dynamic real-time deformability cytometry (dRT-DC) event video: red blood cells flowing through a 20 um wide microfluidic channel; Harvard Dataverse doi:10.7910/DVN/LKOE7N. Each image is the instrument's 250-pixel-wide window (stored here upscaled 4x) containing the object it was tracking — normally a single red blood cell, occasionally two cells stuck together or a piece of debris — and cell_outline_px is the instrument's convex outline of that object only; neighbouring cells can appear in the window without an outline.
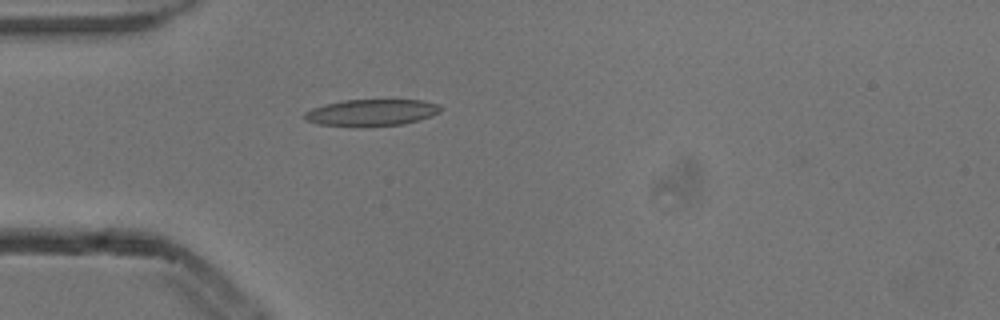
{"species": "common noctule bat (a hibernating species)", "species_latin": "Nyctalus noctula", "temperature_condition": "cold", "stored_images_in_passage": 1, "camera_frame_rate_fps": 3000, "um_per_image_px": 0.085, "animal": {"sex": "male", "body_mass_g": 13.3}, "frame": {"image": 1, "passage_image": 1, "time_ms": 0.0, "image_size_px": [1000, 320], "cell_outline_px": [[440, 112], [432, 116], [404, 124], [364, 128], [360, 128], [320, 124], [304, 120], [304, 112], [312, 108], [344, 100], [420, 100], [436, 104], [440, 108]], "centroid_in_image_um": [31.55, 9.6], "position_along_channel_um": 53.5, "area_um2": 21.33}}